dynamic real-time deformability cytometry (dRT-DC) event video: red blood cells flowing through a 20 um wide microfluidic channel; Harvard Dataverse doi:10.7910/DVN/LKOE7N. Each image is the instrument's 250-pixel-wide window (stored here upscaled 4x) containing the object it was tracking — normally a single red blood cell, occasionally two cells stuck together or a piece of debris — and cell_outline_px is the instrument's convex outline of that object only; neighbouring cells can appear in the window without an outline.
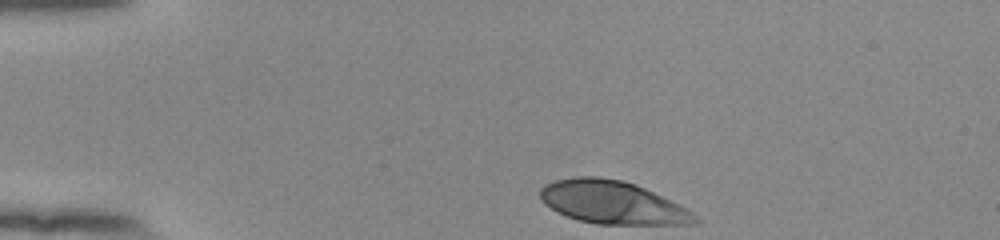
{"species": "human", "species_latin": "Homo sapiens", "temperature_condition": "room temperature", "stored_images_in_passage": 36, "camera_frame_rate_fps": 3000, "um_per_image_px": 0.085, "donor": {"sex": "female"}, "frame": {"image": 1, "passage_image": 1, "time_ms": 0.0, "image_size_px": [1000, 240], "cell_outline_px": [[700, 224], [596, 224], [580, 220], [556, 212], [544, 204], [540, 200], [540, 188], [544, 184], [556, 180], [576, 176], [600, 176], [620, 180], [636, 184], [692, 212], [700, 220]], "centroid_in_image_um": [52.0, 17.2], "position_along_channel_um": 33.0, "area_um2": 38.55}}
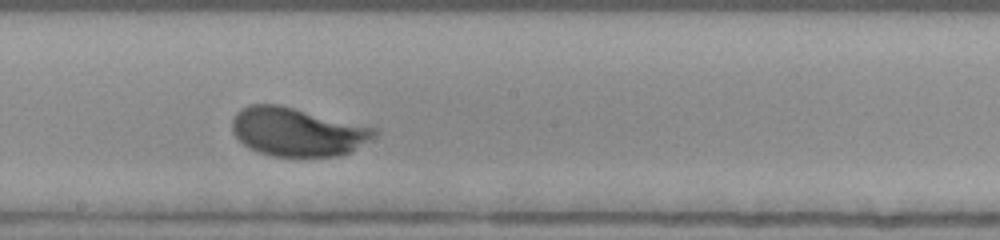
{"frame": {"image": 2, "passage_image": 21, "time_ms": 6.667, "image_size_px": [1000, 240], "cell_outline_px": [[380, 132], [376, 136], [348, 152], [336, 156], [272, 156], [248, 148], [232, 132], [232, 120], [236, 112], [240, 108], [248, 104], [280, 104], [376, 128]], "centroid_in_image_um": [25.24, 11.19], "position_along_channel_um": 223.0, "area_um2": 40.11}}
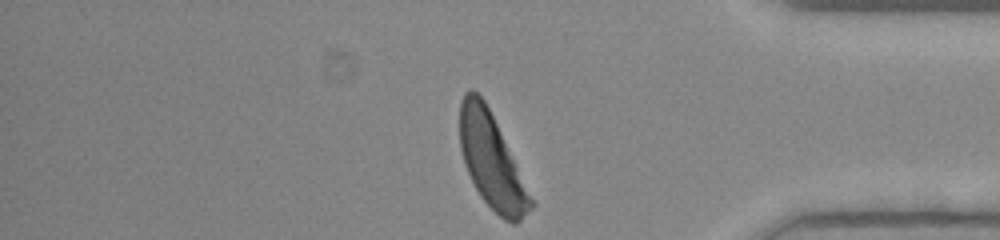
{"frame": {"image": 3, "passage_image": 36, "time_ms": 11.667, "image_size_px": [1000, 240], "cell_outline_px": [[536, 204], [516, 224], [512, 224], [504, 220], [480, 196], [464, 164], [460, 148], [460, 100], [464, 92], [468, 88], [472, 88], [484, 100]], "centroid_in_image_um": [41.77, 13.69], "position_along_channel_um": 393.4, "area_um2": 38.44}, "authors_computed_cell_mechanics": {"area_um2": 39.2462, "velocity_mm_per_s": 3.8071, "shape_relaxation_time_tau1_ms": 2.2954, "shape_relaxation_time_tau2_ms": null, "deformation_change_tau1": 0.1584, "deformation_change_tau2": null}}